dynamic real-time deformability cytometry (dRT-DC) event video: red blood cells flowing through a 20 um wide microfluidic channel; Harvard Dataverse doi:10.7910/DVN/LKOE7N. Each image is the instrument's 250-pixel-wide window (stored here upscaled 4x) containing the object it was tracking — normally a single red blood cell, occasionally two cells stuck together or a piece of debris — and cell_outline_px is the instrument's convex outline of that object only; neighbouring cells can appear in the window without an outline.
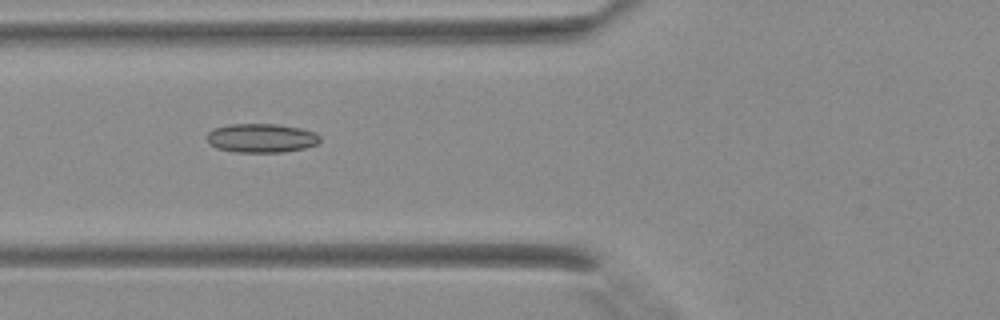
{"species": "Egyptian fruit bat (a non-hibernating species)", "species_latin": "Rousettus aegyptiacus", "temperature_condition": "warm", "stored_images_in_passage": 3, "camera_frame_rate_fps": 3000, "um_per_image_px": 0.085, "animal": {"sex": "female"}, "frame": {"image": 1, "passage_image": 3, "time_ms": 0.667, "image_size_px": [1000, 320], "cell_outline_px": [[320, 140], [316, 144], [304, 148], [284, 152], [236, 152], [216, 148], [208, 144], [208, 132], [212, 128], [228, 124], [276, 124], [300, 128], [316, 132], [320, 136]], "centroid_in_image_um": [22.19, 11.73], "position_along_channel_um": 103.6, "area_um2": 19.19}}